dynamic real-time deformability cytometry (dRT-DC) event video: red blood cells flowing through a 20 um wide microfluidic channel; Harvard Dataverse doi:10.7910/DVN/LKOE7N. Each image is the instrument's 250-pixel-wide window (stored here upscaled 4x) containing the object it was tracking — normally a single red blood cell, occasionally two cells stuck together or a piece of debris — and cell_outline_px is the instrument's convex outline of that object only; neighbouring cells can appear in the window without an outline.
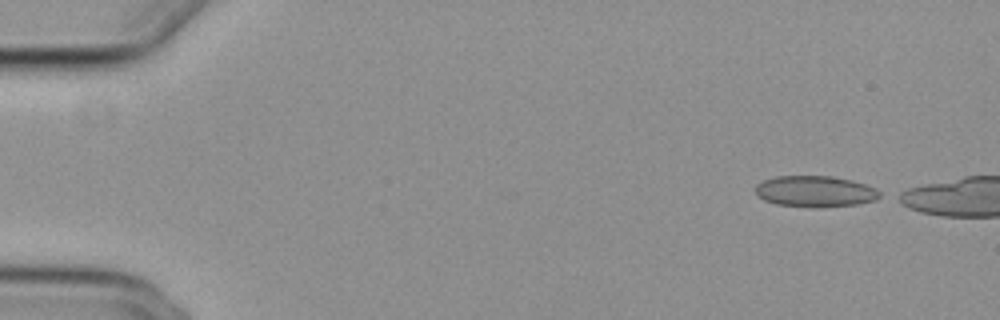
{"species": "common noctule bat (a hibernating species)", "species_latin": "Nyctalus noctula", "temperature_condition": "cold", "stored_images_in_passage": 9, "camera_frame_rate_fps": 3000, "um_per_image_px": 0.085, "animal": {"sex": "female", "body_mass_g": 29.2, "forearm_length_mm": 56.3}, "frame": {"image": 1, "passage_image": 1, "time_ms": 0.0, "image_size_px": [1000, 320], "cell_outline_px": [[884, 196], [876, 200], [856, 204], [816, 208], [776, 204], [764, 200], [756, 196], [756, 184], [764, 180], [776, 176], [832, 176], [852, 180], [876, 188], [884, 192]], "centroid_in_image_um": [69.33, 16.27], "position_along_channel_um": 15.7, "area_um2": 22.89}}